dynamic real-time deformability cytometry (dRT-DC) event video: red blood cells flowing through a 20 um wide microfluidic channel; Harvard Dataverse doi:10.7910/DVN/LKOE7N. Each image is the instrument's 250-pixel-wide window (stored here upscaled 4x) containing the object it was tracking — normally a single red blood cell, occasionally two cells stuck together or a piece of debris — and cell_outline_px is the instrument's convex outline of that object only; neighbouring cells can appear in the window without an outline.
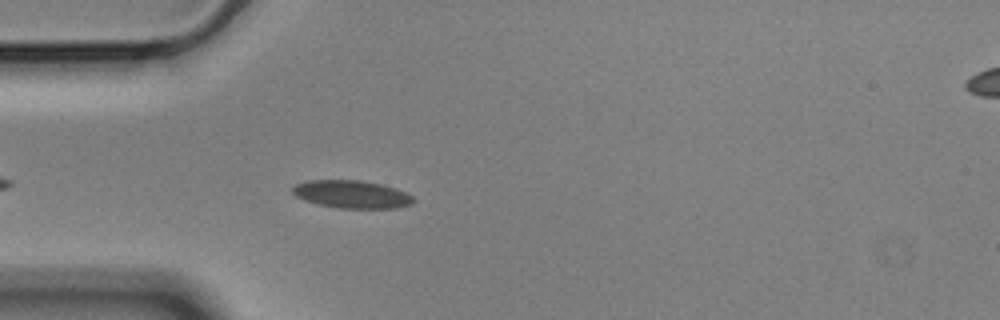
{"species": "Egyptian fruit bat (a non-hibernating species)", "species_latin": "Rousettus aegyptiacus", "temperature_condition": "cold", "stored_images_in_passage": 23, "camera_frame_rate_fps": 3000, "um_per_image_px": 0.085, "animal": {"sex": "male"}, "frame": {"image": 1, "passage_image": 5, "time_ms": 1.333, "image_size_px": [1000, 320], "cell_outline_px": [[416, 200], [412, 204], [400, 208], [336, 208], [316, 204], [304, 200], [296, 196], [292, 192], [292, 188], [296, 184], [308, 180], [360, 180], [380, 184], [404, 192], [412, 196]], "centroid_in_image_um": [29.88, 16.52], "position_along_channel_um": 55.1, "area_um2": 19.59}}
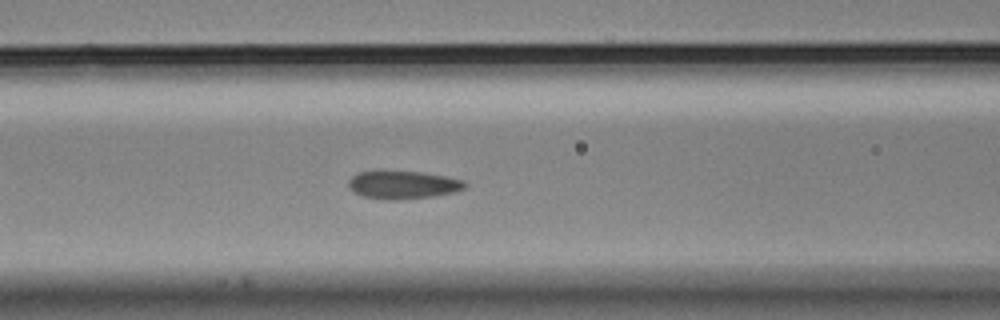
{"frame": {"image": 2, "passage_image": 12, "time_ms": 3.667, "image_size_px": [1000, 320], "cell_outline_px": [[468, 184], [464, 188], [456, 192], [436, 196], [396, 200], [388, 200], [364, 196], [356, 192], [348, 184], [348, 180], [356, 172], [376, 168], [380, 168], [420, 172], [444, 176], [464, 180]], "centroid_in_image_um": [34.23, 15.66], "position_along_channel_um": 132.4, "area_um2": 19.71}}
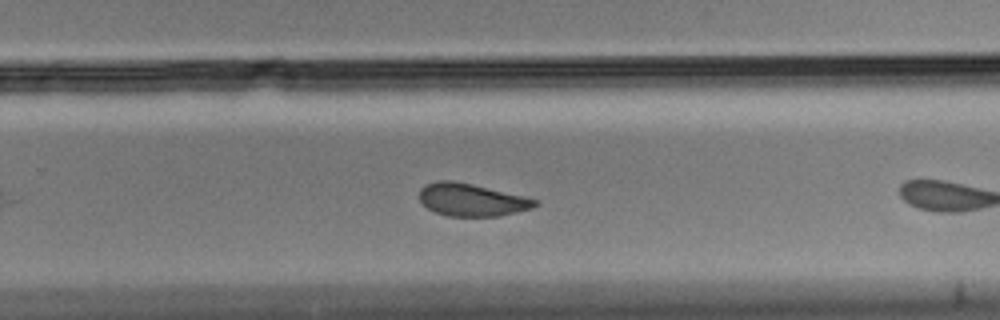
{"frame": {"image": 3, "passage_image": 22, "time_ms": 7.0, "image_size_px": [1000, 320], "cell_outline_px": [[540, 204], [532, 208], [516, 212], [496, 216], [448, 216], [436, 212], [428, 208], [420, 200], [420, 188], [424, 184], [436, 180], [452, 180], [472, 184], [524, 196], [540, 200]], "centroid_in_image_um": [40.1, 16.97], "position_along_channel_um": 289.7, "area_um2": 21.96}}